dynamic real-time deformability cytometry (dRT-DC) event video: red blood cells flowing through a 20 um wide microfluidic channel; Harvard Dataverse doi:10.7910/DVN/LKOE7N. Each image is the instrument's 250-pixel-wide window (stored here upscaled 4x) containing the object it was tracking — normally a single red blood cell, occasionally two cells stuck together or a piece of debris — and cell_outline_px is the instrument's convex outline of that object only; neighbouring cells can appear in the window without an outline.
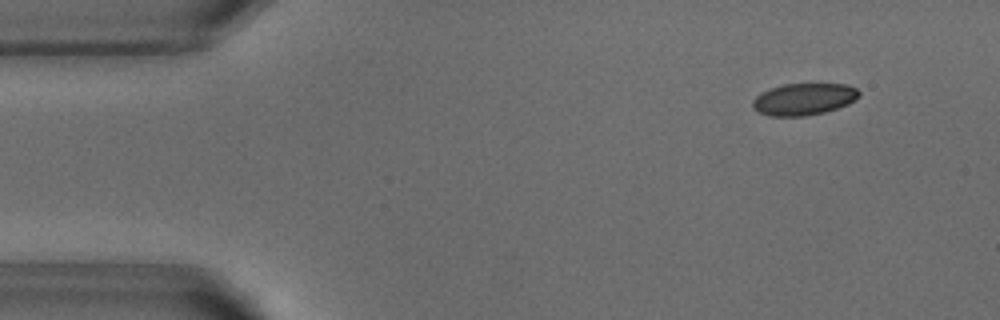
{"species": "common noctule bat (a hibernating species)", "species_latin": "Nyctalus noctula", "temperature_condition": "warm", "stored_images_in_passage": 52, "camera_frame_rate_fps": 3000, "um_per_image_px": 0.085, "animal": {"sex": "male", "body_mass_g": 18.8}, "frame": {"image": 1, "passage_image": 5, "time_ms": 1.333, "image_size_px": [1000, 320], "cell_outline_px": [[860, 96], [848, 104], [824, 112], [804, 116], [768, 116], [752, 108], [752, 100], [760, 92], [784, 84], [844, 84], [856, 88], [860, 92]], "centroid_in_image_um": [68.3, 8.43], "position_along_channel_um": 16.7, "area_um2": 19.71}}
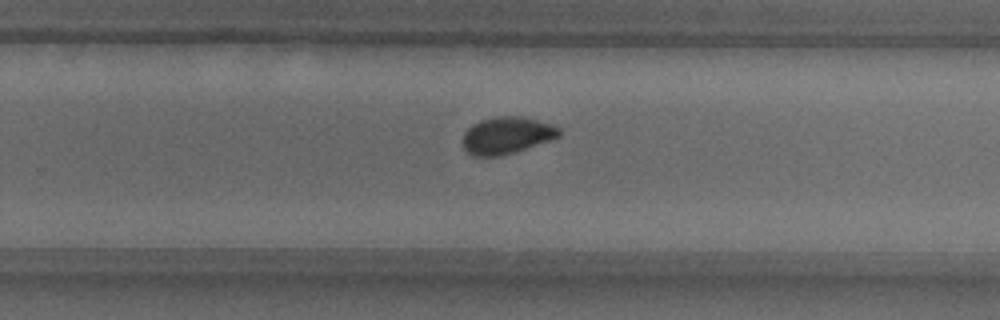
{"frame": {"image": 2, "passage_image": 33, "time_ms": 10.667, "image_size_px": [1000, 320], "cell_outline_px": [[560, 136], [516, 152], [500, 156], [472, 156], [464, 148], [464, 132], [472, 124], [480, 120], [496, 116], [520, 116], [536, 120], [560, 128]], "centroid_in_image_um": [43.05, 11.51], "position_along_channel_um": 286.8, "area_um2": 20.58}}
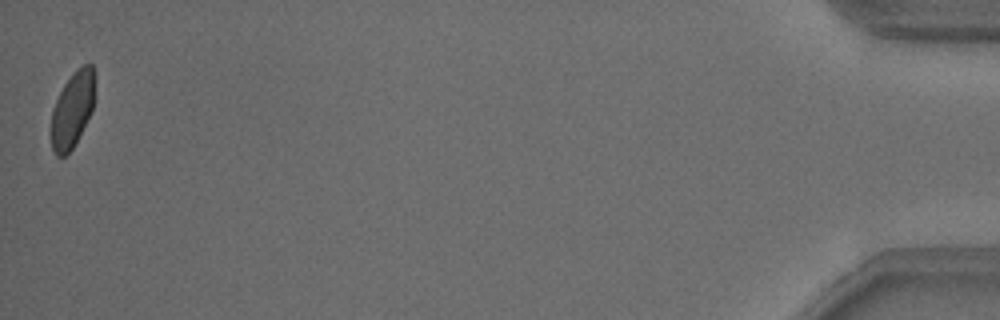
{"frame": {"image": 3, "passage_image": 52, "time_ms": 17.0, "image_size_px": [1000, 320], "cell_outline_px": [[96, 72], [92, 108], [72, 148], [64, 156], [56, 156], [52, 148], [52, 108], [64, 84], [76, 68], [84, 64], [92, 64]], "centroid_in_image_um": [6.16, 9.23], "position_along_channel_um": 429.0, "area_um2": 18.9}, "authors_computed_cell_mechanics": {"area_um2": 20.7502, "velocity_mm_per_s": 3.8054, "shape_relaxation_time_tau1_ms": 2.8082, "shape_relaxation_time_tau2_ms": 0.7004, "deformation_change_tau1": 0.1211, "deformation_change_tau2": 0.051}}